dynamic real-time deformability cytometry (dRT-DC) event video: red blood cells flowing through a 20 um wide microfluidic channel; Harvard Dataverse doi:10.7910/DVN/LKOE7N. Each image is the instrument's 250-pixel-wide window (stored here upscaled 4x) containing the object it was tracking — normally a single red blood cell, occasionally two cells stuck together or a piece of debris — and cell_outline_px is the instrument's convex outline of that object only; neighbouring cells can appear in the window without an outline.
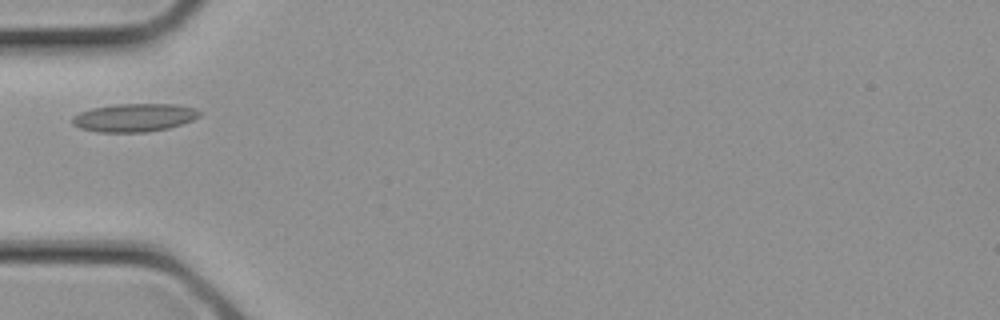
{"species": "common noctule bat (a hibernating species)", "species_latin": "Nyctalus noctula", "temperature_condition": "cold", "stored_images_in_passage": 6, "camera_frame_rate_fps": 3000, "um_per_image_px": 0.085, "animal": {"sex": "female", "body_mass_g": 21.9}, "frame": {"image": 1, "passage_image": 5, "time_ms": 1.333, "image_size_px": [1000, 320], "cell_outline_px": [[200, 116], [192, 120], [168, 128], [148, 132], [96, 132], [80, 128], [72, 124], [72, 116], [80, 112], [92, 108], [116, 104], [176, 104], [196, 108], [200, 112]], "centroid_in_image_um": [11.4, 9.99], "position_along_channel_um": 73.6, "area_um2": 20.92}}